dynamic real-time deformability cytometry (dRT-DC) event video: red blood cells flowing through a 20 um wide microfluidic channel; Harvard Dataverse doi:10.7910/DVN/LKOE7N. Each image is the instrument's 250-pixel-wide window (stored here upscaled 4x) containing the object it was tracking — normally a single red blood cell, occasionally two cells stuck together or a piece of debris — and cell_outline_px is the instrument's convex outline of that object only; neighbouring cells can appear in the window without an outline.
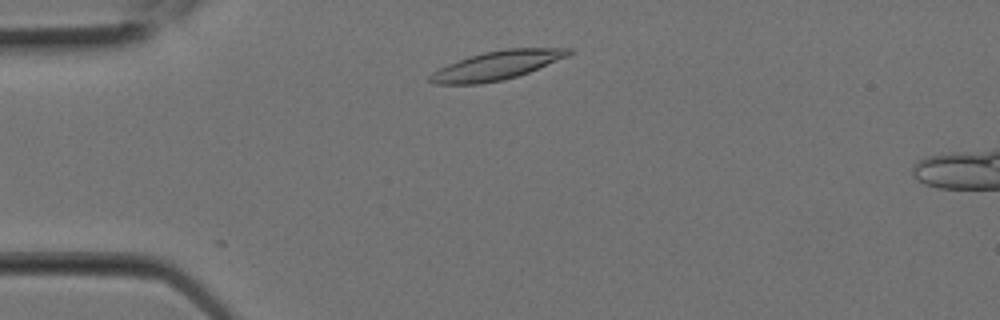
{"species": "Egyptian fruit bat (a non-hibernating species)", "species_latin": "Rousettus aegyptiacus", "temperature_condition": "room temperature", "stored_images_in_passage": 2, "camera_frame_rate_fps": 3000, "um_per_image_px": 0.085, "animal": {"sex": "female"}, "frame": {"image": 1, "passage_image": 1, "time_ms": 0.0, "image_size_px": [1000, 320], "cell_outline_px": [[576, 52], [568, 56], [528, 72], [504, 80], [480, 84], [432, 84], [428, 80], [428, 76], [432, 72], [448, 64], [468, 56], [484, 52], [504, 48], [572, 48]], "centroid_in_image_um": [42.22, 5.55], "position_along_channel_um": 42.8, "area_um2": 23.35}}